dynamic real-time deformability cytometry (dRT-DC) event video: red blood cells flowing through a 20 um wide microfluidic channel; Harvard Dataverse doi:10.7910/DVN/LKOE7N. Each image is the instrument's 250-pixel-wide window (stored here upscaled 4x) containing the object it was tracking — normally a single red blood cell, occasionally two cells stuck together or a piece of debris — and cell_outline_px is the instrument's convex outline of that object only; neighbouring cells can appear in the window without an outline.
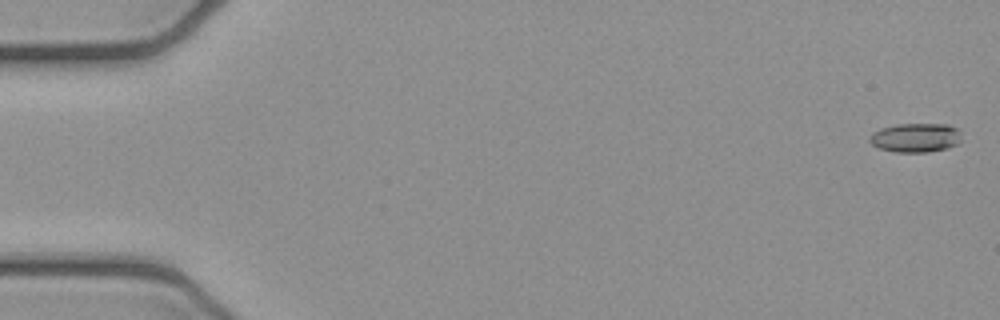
{"species": "common noctule bat (a hibernating species)", "species_latin": "Nyctalus noctula", "temperature_condition": "cold", "stored_images_in_passage": 4, "camera_frame_rate_fps": 3000, "um_per_image_px": 0.085, "animal": {"sex": "female", "body_mass_g": 21.9}, "frame": {"image": 1, "passage_image": 1, "time_ms": 0.0, "image_size_px": [1000, 320], "cell_outline_px": [[960, 140], [956, 144], [948, 148], [928, 152], [896, 152], [880, 148], [872, 144], [868, 140], [872, 132], [880, 128], [896, 124], [948, 124], [956, 128], [960, 132]], "centroid_in_image_um": [77.81, 11.69], "position_along_channel_um": 7.2, "area_um2": 15.61}}
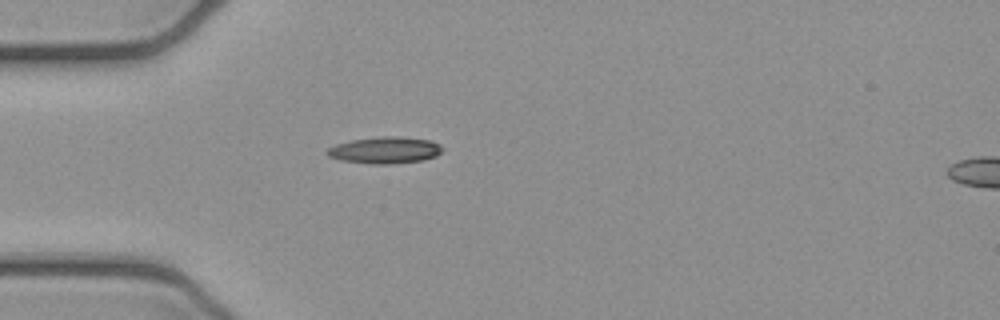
{"frame": {"image": 2, "passage_image": 4, "time_ms": 1.0, "image_size_px": [1000, 320], "cell_outline_px": [[444, 148], [436, 156], [424, 160], [392, 164], [372, 164], [340, 160], [328, 156], [324, 152], [328, 148], [336, 144], [352, 140], [384, 136], [400, 136], [432, 140], [440, 144]], "centroid_in_image_um": [32.74, 12.76], "position_along_channel_um": 52.3, "area_um2": 18.09}}